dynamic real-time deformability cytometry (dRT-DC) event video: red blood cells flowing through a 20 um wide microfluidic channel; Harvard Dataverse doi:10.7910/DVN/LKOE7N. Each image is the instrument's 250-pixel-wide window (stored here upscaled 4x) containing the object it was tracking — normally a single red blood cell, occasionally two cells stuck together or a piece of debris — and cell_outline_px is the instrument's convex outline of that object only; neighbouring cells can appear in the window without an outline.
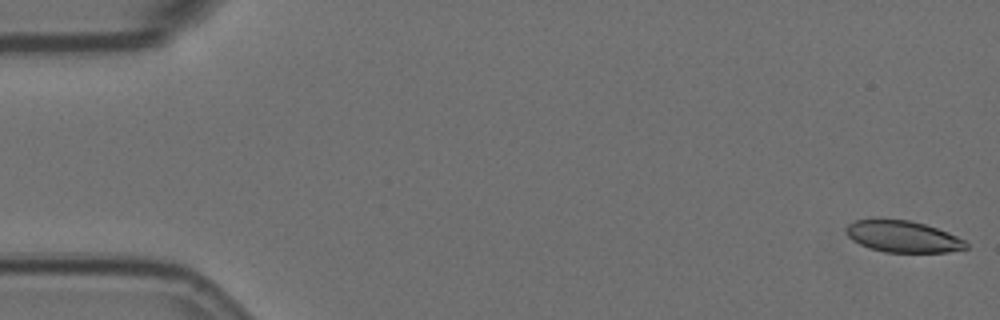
{"species": "Egyptian fruit bat (a non-hibernating species)", "species_latin": "Rousettus aegyptiacus", "temperature_condition": "room temperature", "stored_images_in_passage": 4, "camera_frame_rate_fps": 3000, "um_per_image_px": 0.085, "animal": {"sex": "female"}, "frame": {"image": 1, "passage_image": 1, "time_ms": 0.0, "image_size_px": [1000, 320], "cell_outline_px": [[968, 248], [948, 252], [884, 252], [868, 248], [852, 240], [844, 232], [844, 228], [848, 224], [856, 220], [908, 220], [924, 224], [948, 232], [964, 240], [968, 244]], "centroid_in_image_um": [76.73, 20.12], "position_along_channel_um": 8.3, "area_um2": 21.91}}